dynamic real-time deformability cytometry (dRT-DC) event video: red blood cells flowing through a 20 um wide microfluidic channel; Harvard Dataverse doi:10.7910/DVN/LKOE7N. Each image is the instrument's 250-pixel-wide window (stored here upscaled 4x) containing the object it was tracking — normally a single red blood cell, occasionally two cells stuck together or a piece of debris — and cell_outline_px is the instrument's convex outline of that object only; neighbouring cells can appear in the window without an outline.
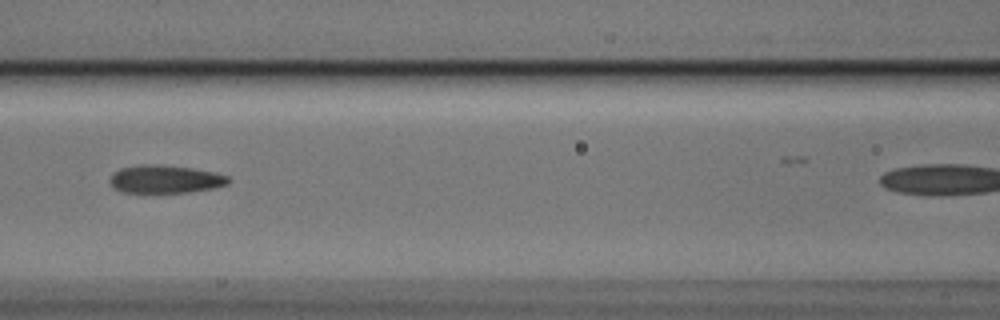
{"species": "Egyptian fruit bat (a non-hibernating species)", "species_latin": "Rousettus aegyptiacus", "temperature_condition": "cold", "stored_images_in_passage": 6, "segment_of_instrument_passage": [1, 2], "camera_frame_rate_fps": 3000, "um_per_image_px": 0.085, "animal": {"sex": "male"}, "frame": {"image": 1, "passage_image": 5, "time_ms": 1.333, "image_size_px": [1000, 320], "cell_outline_px": [[228, 184], [216, 188], [188, 192], [144, 196], [124, 192], [112, 188], [108, 180], [112, 172], [120, 168], [140, 164], [152, 164], [192, 168], [212, 172], [228, 176]], "centroid_in_image_um": [13.93, 15.28], "position_along_channel_um": 152.7, "area_um2": 20.29}}